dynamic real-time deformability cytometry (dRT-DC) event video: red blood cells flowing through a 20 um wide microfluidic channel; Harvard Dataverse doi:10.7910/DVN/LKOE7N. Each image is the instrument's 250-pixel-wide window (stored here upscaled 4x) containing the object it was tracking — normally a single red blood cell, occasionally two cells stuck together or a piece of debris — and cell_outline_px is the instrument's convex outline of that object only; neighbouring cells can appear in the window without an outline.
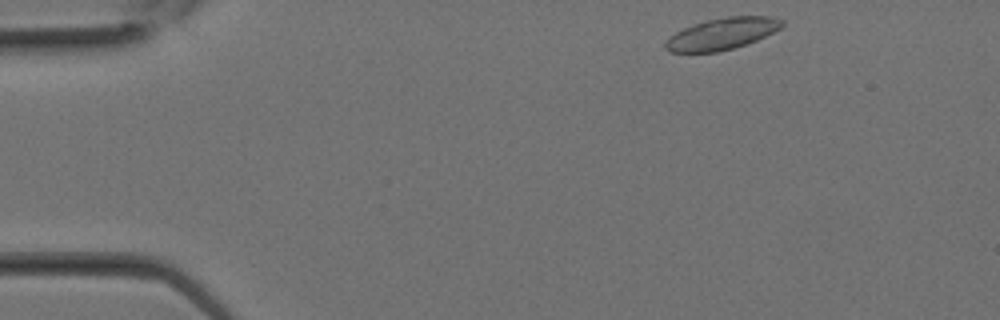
{"species": "Egyptian fruit bat (a non-hibernating species)", "species_latin": "Rousettus aegyptiacus", "temperature_condition": "room temperature", "stored_images_in_passage": 11, "camera_frame_rate_fps": 3000, "um_per_image_px": 0.085, "animal": {"sex": "female"}, "frame": {"image": 1, "passage_image": 1, "time_ms": 0.0, "image_size_px": [1000, 320], "cell_outline_px": [[784, 24], [780, 28], [756, 40], [720, 52], [672, 52], [664, 48], [664, 40], [676, 32], [684, 28], [708, 20], [728, 16], [772, 16], [784, 20]], "centroid_in_image_um": [61.36, 2.87], "position_along_channel_um": 23.6, "area_um2": 21.27}}
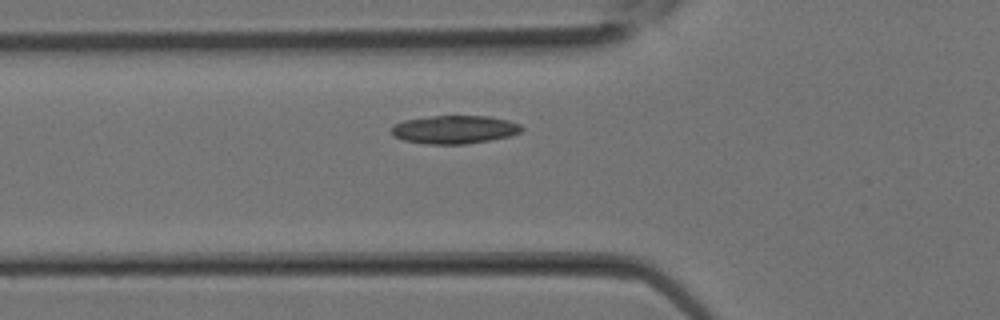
{"frame": {"image": 2, "passage_image": 7, "time_ms": 2.0, "image_size_px": [1000, 320], "cell_outline_px": [[524, 128], [520, 132], [508, 136], [488, 140], [464, 144], [428, 144], [404, 140], [392, 136], [392, 128], [396, 124], [404, 120], [432, 116], [488, 116], [508, 120], [520, 124]], "centroid_in_image_um": [38.63, 11.01], "position_along_channel_um": 87.2, "area_um2": 21.21}}
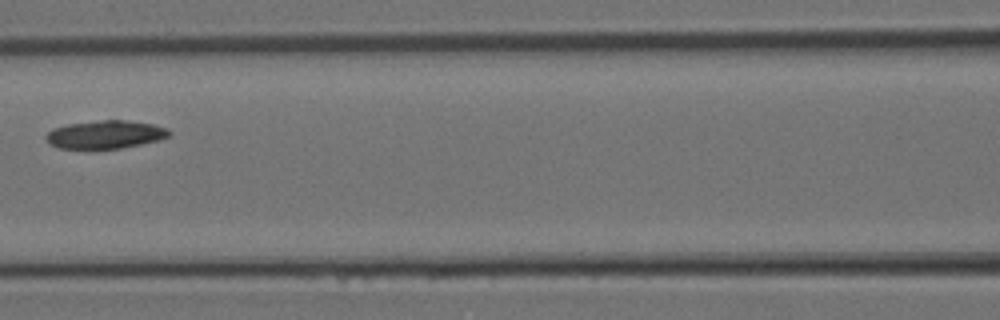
{"frame": {"image": 3, "passage_image": 10, "time_ms": 3.0, "image_size_px": [1000, 320], "cell_outline_px": [[172, 132], [168, 136], [160, 140], [120, 148], [60, 148], [52, 144], [44, 136], [52, 128], [68, 124], [104, 120], [124, 120], [152, 124], [168, 128]], "centroid_in_image_um": [8.98, 11.42], "position_along_channel_um": 157.6, "area_um2": 19.88}}